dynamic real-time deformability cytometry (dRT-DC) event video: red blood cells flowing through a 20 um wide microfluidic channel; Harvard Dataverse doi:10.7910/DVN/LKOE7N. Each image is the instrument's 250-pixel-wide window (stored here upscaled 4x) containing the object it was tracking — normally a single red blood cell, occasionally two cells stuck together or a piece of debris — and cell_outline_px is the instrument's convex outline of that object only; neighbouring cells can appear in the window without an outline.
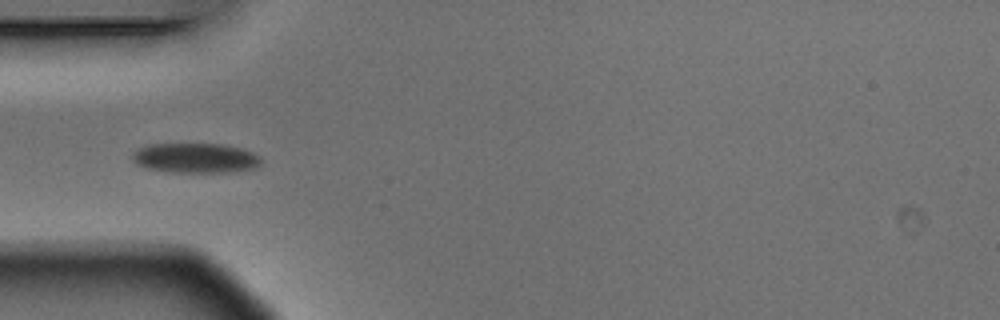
{"species": "Egyptian fruit bat (a non-hibernating species)", "species_latin": "Rousettus aegyptiacus", "temperature_condition": "warm", "stored_images_in_passage": 8, "camera_frame_rate_fps": 3000, "um_per_image_px": 0.085, "animal": {"sex": "male"}, "frame": {"image": 1, "passage_image": 5, "time_ms": 1.333, "image_size_px": [1000, 320], "cell_outline_px": [[260, 164], [256, 168], [232, 172], [168, 172], [148, 168], [136, 164], [132, 160], [132, 152], [148, 144], [224, 144], [244, 148], [260, 156]], "centroid_in_image_um": [16.63, 13.43], "position_along_channel_um": 68.4, "area_um2": 22.6}}
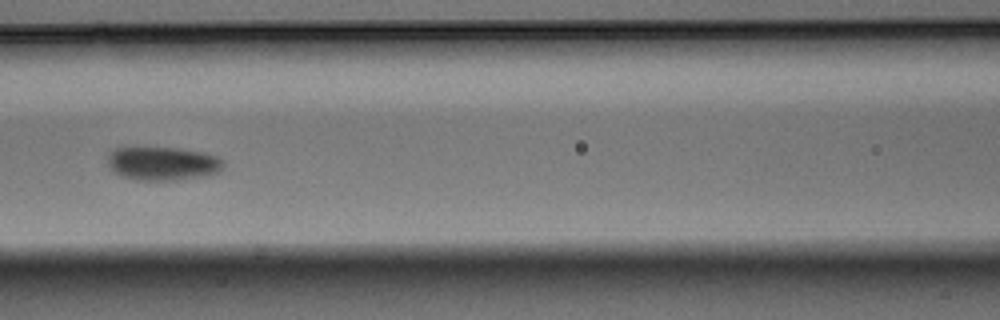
{"frame": {"image": 2, "passage_image": 7, "time_ms": 2.0, "image_size_px": [1000, 320], "cell_outline_px": [[224, 164], [216, 172], [208, 176], [180, 180], [136, 180], [120, 176], [108, 168], [108, 152], [116, 148], [180, 148], [204, 152], [216, 156], [224, 160]], "centroid_in_image_um": [13.81, 13.91], "position_along_channel_um": 152.8, "area_um2": 22.89}}
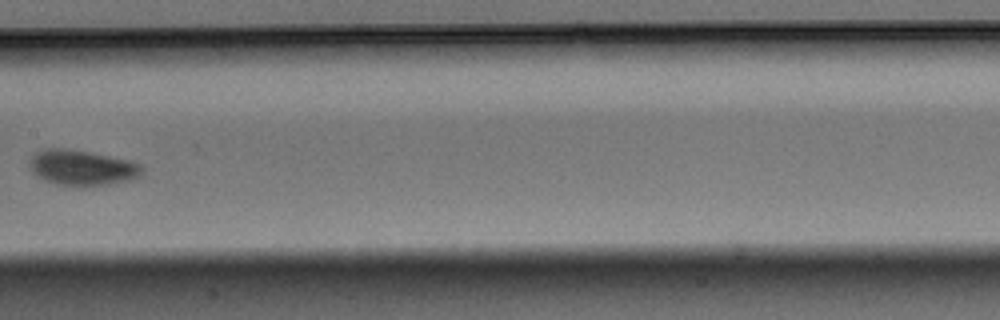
{"frame": {"image": 3, "passage_image": 8, "time_ms": 2.333, "image_size_px": [1000, 320], "cell_outline_px": [[144, 172], [140, 176], [132, 180], [108, 184], [80, 188], [76, 188], [56, 184], [44, 180], [36, 176], [32, 172], [28, 164], [32, 156], [36, 152], [44, 148], [64, 148], [88, 152], [128, 160], [140, 164], [144, 168]], "centroid_in_image_um": [6.96, 14.28], "position_along_channel_um": 200.4, "area_um2": 23.7}}